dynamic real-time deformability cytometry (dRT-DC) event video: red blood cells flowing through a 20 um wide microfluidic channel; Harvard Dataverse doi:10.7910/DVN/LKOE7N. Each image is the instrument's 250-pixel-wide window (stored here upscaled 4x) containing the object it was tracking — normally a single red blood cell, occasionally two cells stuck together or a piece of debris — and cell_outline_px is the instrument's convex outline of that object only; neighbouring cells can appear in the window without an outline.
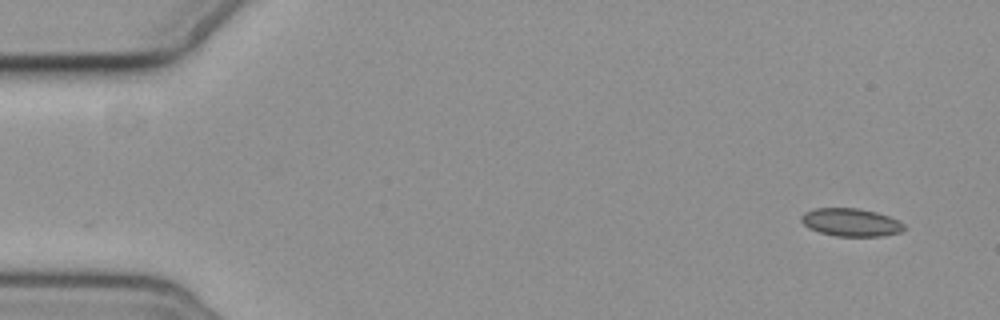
{"species": "common noctule bat (a hibernating species)", "species_latin": "Nyctalus noctula", "temperature_condition": "cold", "stored_images_in_passage": 5, "camera_frame_rate_fps": 3000, "um_per_image_px": 0.085, "animal": {"sex": "female", "body_mass_g": 19.3, "forearm_length_mm": 54.1}, "frame": {"image": 1, "passage_image": 1, "time_ms": 0.0, "image_size_px": [1000, 320], "cell_outline_px": [[904, 228], [900, 232], [880, 236], [836, 236], [820, 232], [808, 228], [800, 220], [800, 216], [804, 212], [816, 208], [856, 208], [876, 212], [888, 216], [904, 224]], "centroid_in_image_um": [72.28, 18.89], "position_along_channel_um": 12.7, "area_um2": 16.59}}